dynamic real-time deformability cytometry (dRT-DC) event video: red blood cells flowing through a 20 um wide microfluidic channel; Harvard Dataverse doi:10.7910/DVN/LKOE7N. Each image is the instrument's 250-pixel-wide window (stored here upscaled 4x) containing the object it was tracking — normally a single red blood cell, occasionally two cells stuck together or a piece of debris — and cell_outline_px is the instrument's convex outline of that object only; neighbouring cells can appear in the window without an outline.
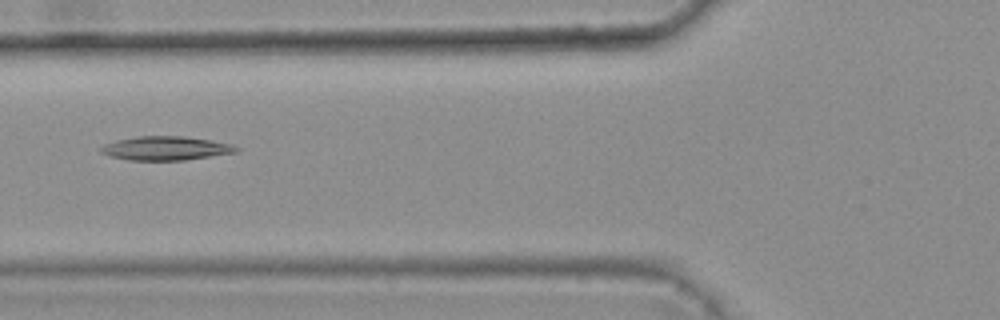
{"species": "common noctule bat (a hibernating species)", "species_latin": "Nyctalus noctula", "temperature_condition": "warm", "stored_images_in_passage": 4, "camera_frame_rate_fps": 3000, "um_per_image_px": 0.085, "animal": {"sex": "female", "body_mass_g": 25.1}, "frame": {"image": 1, "passage_image": 4, "time_ms": 1.0, "image_size_px": [1000, 320], "cell_outline_px": [[240, 148], [236, 152], [184, 160], [128, 160], [108, 156], [100, 152], [100, 148], [104, 144], [116, 140], [136, 136], [184, 136], [232, 144]], "centroid_in_image_um": [14.04, 12.6], "position_along_channel_um": 111.8, "area_um2": 18.79}}